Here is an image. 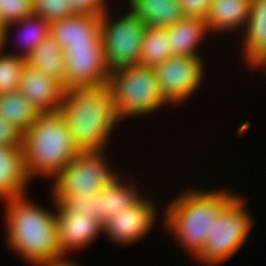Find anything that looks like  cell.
<instances>
[{
	"label": "cell",
	"mask_w": 266,
	"mask_h": 266,
	"mask_svg": "<svg viewBox=\"0 0 266 266\" xmlns=\"http://www.w3.org/2000/svg\"><path fill=\"white\" fill-rule=\"evenodd\" d=\"M107 86L120 121L124 117L149 114L169 104L151 67L131 65L115 69L110 72Z\"/></svg>",
	"instance_id": "obj_5"
},
{
	"label": "cell",
	"mask_w": 266,
	"mask_h": 266,
	"mask_svg": "<svg viewBox=\"0 0 266 266\" xmlns=\"http://www.w3.org/2000/svg\"><path fill=\"white\" fill-rule=\"evenodd\" d=\"M68 4L77 14L102 15L108 10L106 0H68Z\"/></svg>",
	"instance_id": "obj_28"
},
{
	"label": "cell",
	"mask_w": 266,
	"mask_h": 266,
	"mask_svg": "<svg viewBox=\"0 0 266 266\" xmlns=\"http://www.w3.org/2000/svg\"><path fill=\"white\" fill-rule=\"evenodd\" d=\"M59 112L80 151H102L120 119L107 85L65 90Z\"/></svg>",
	"instance_id": "obj_1"
},
{
	"label": "cell",
	"mask_w": 266,
	"mask_h": 266,
	"mask_svg": "<svg viewBox=\"0 0 266 266\" xmlns=\"http://www.w3.org/2000/svg\"><path fill=\"white\" fill-rule=\"evenodd\" d=\"M203 64L200 57L172 56L154 67L164 99L178 105L195 93L203 79Z\"/></svg>",
	"instance_id": "obj_10"
},
{
	"label": "cell",
	"mask_w": 266,
	"mask_h": 266,
	"mask_svg": "<svg viewBox=\"0 0 266 266\" xmlns=\"http://www.w3.org/2000/svg\"><path fill=\"white\" fill-rule=\"evenodd\" d=\"M244 199L237 196L215 219L211 233L197 257V260H202L200 263L207 266L224 263L241 249L253 223L252 213L250 215L245 210Z\"/></svg>",
	"instance_id": "obj_6"
},
{
	"label": "cell",
	"mask_w": 266,
	"mask_h": 266,
	"mask_svg": "<svg viewBox=\"0 0 266 266\" xmlns=\"http://www.w3.org/2000/svg\"><path fill=\"white\" fill-rule=\"evenodd\" d=\"M108 13L102 14L100 30L108 70L137 65L146 24L131 9L116 21Z\"/></svg>",
	"instance_id": "obj_8"
},
{
	"label": "cell",
	"mask_w": 266,
	"mask_h": 266,
	"mask_svg": "<svg viewBox=\"0 0 266 266\" xmlns=\"http://www.w3.org/2000/svg\"><path fill=\"white\" fill-rule=\"evenodd\" d=\"M56 203H65L71 210L88 211L92 216V196H72Z\"/></svg>",
	"instance_id": "obj_31"
},
{
	"label": "cell",
	"mask_w": 266,
	"mask_h": 266,
	"mask_svg": "<svg viewBox=\"0 0 266 266\" xmlns=\"http://www.w3.org/2000/svg\"><path fill=\"white\" fill-rule=\"evenodd\" d=\"M104 152L81 151L75 156L55 178L52 190L55 201L72 196H95L114 179L117 174L107 165Z\"/></svg>",
	"instance_id": "obj_7"
},
{
	"label": "cell",
	"mask_w": 266,
	"mask_h": 266,
	"mask_svg": "<svg viewBox=\"0 0 266 266\" xmlns=\"http://www.w3.org/2000/svg\"><path fill=\"white\" fill-rule=\"evenodd\" d=\"M185 17L205 19L209 14L212 0H179Z\"/></svg>",
	"instance_id": "obj_29"
},
{
	"label": "cell",
	"mask_w": 266,
	"mask_h": 266,
	"mask_svg": "<svg viewBox=\"0 0 266 266\" xmlns=\"http://www.w3.org/2000/svg\"><path fill=\"white\" fill-rule=\"evenodd\" d=\"M32 15V0H0V22L4 26Z\"/></svg>",
	"instance_id": "obj_27"
},
{
	"label": "cell",
	"mask_w": 266,
	"mask_h": 266,
	"mask_svg": "<svg viewBox=\"0 0 266 266\" xmlns=\"http://www.w3.org/2000/svg\"><path fill=\"white\" fill-rule=\"evenodd\" d=\"M20 54L0 53V94L19 90L27 61Z\"/></svg>",
	"instance_id": "obj_25"
},
{
	"label": "cell",
	"mask_w": 266,
	"mask_h": 266,
	"mask_svg": "<svg viewBox=\"0 0 266 266\" xmlns=\"http://www.w3.org/2000/svg\"><path fill=\"white\" fill-rule=\"evenodd\" d=\"M23 133L0 117V146H21Z\"/></svg>",
	"instance_id": "obj_30"
},
{
	"label": "cell",
	"mask_w": 266,
	"mask_h": 266,
	"mask_svg": "<svg viewBox=\"0 0 266 266\" xmlns=\"http://www.w3.org/2000/svg\"><path fill=\"white\" fill-rule=\"evenodd\" d=\"M5 46V26L0 22V52Z\"/></svg>",
	"instance_id": "obj_33"
},
{
	"label": "cell",
	"mask_w": 266,
	"mask_h": 266,
	"mask_svg": "<svg viewBox=\"0 0 266 266\" xmlns=\"http://www.w3.org/2000/svg\"><path fill=\"white\" fill-rule=\"evenodd\" d=\"M122 182V183H121ZM116 176L99 193L92 196V216L102 224L106 223L117 211L137 204L143 197L132 187Z\"/></svg>",
	"instance_id": "obj_15"
},
{
	"label": "cell",
	"mask_w": 266,
	"mask_h": 266,
	"mask_svg": "<svg viewBox=\"0 0 266 266\" xmlns=\"http://www.w3.org/2000/svg\"><path fill=\"white\" fill-rule=\"evenodd\" d=\"M63 52L65 78L62 86L65 90L107 85L110 71L105 62L100 34L88 45L66 47Z\"/></svg>",
	"instance_id": "obj_9"
},
{
	"label": "cell",
	"mask_w": 266,
	"mask_h": 266,
	"mask_svg": "<svg viewBox=\"0 0 266 266\" xmlns=\"http://www.w3.org/2000/svg\"><path fill=\"white\" fill-rule=\"evenodd\" d=\"M251 2L252 0H212L209 14L205 18L209 31L224 32L235 30L239 26L246 28Z\"/></svg>",
	"instance_id": "obj_18"
},
{
	"label": "cell",
	"mask_w": 266,
	"mask_h": 266,
	"mask_svg": "<svg viewBox=\"0 0 266 266\" xmlns=\"http://www.w3.org/2000/svg\"><path fill=\"white\" fill-rule=\"evenodd\" d=\"M245 31V60L250 66L266 67V0H252Z\"/></svg>",
	"instance_id": "obj_17"
},
{
	"label": "cell",
	"mask_w": 266,
	"mask_h": 266,
	"mask_svg": "<svg viewBox=\"0 0 266 266\" xmlns=\"http://www.w3.org/2000/svg\"><path fill=\"white\" fill-rule=\"evenodd\" d=\"M172 56L167 27L146 26L137 65L154 68Z\"/></svg>",
	"instance_id": "obj_22"
},
{
	"label": "cell",
	"mask_w": 266,
	"mask_h": 266,
	"mask_svg": "<svg viewBox=\"0 0 266 266\" xmlns=\"http://www.w3.org/2000/svg\"><path fill=\"white\" fill-rule=\"evenodd\" d=\"M130 8L146 26L168 27L185 17L179 0H129Z\"/></svg>",
	"instance_id": "obj_20"
},
{
	"label": "cell",
	"mask_w": 266,
	"mask_h": 266,
	"mask_svg": "<svg viewBox=\"0 0 266 266\" xmlns=\"http://www.w3.org/2000/svg\"><path fill=\"white\" fill-rule=\"evenodd\" d=\"M25 199L21 196L4 201L8 246L35 266L63 258L56 214Z\"/></svg>",
	"instance_id": "obj_2"
},
{
	"label": "cell",
	"mask_w": 266,
	"mask_h": 266,
	"mask_svg": "<svg viewBox=\"0 0 266 266\" xmlns=\"http://www.w3.org/2000/svg\"><path fill=\"white\" fill-rule=\"evenodd\" d=\"M56 221L59 233L60 249L66 253L79 250L92 243L104 232L103 224L91 214L79 210H71L65 203H56ZM97 236V237H96Z\"/></svg>",
	"instance_id": "obj_11"
},
{
	"label": "cell",
	"mask_w": 266,
	"mask_h": 266,
	"mask_svg": "<svg viewBox=\"0 0 266 266\" xmlns=\"http://www.w3.org/2000/svg\"><path fill=\"white\" fill-rule=\"evenodd\" d=\"M209 31L205 19L183 17L176 23L167 27L170 35L171 48L174 56L201 57L196 47Z\"/></svg>",
	"instance_id": "obj_19"
},
{
	"label": "cell",
	"mask_w": 266,
	"mask_h": 266,
	"mask_svg": "<svg viewBox=\"0 0 266 266\" xmlns=\"http://www.w3.org/2000/svg\"><path fill=\"white\" fill-rule=\"evenodd\" d=\"M102 15L76 14L51 23L50 35L64 50L66 47L88 45L101 30Z\"/></svg>",
	"instance_id": "obj_14"
},
{
	"label": "cell",
	"mask_w": 266,
	"mask_h": 266,
	"mask_svg": "<svg viewBox=\"0 0 266 266\" xmlns=\"http://www.w3.org/2000/svg\"><path fill=\"white\" fill-rule=\"evenodd\" d=\"M17 25L22 27L23 25V36H21V41L24 42V53L22 55L23 59H27L33 50L48 36H50L51 23L41 17L36 15L29 16L20 21L10 23L5 26V42L9 34L10 26ZM26 29V31H25ZM21 32V33H22ZM20 34V33H19ZM24 37V38H23ZM20 38V37H19ZM20 42V41H19ZM22 42H20L21 44Z\"/></svg>",
	"instance_id": "obj_24"
},
{
	"label": "cell",
	"mask_w": 266,
	"mask_h": 266,
	"mask_svg": "<svg viewBox=\"0 0 266 266\" xmlns=\"http://www.w3.org/2000/svg\"><path fill=\"white\" fill-rule=\"evenodd\" d=\"M21 146L30 182L36 174L52 176L54 180L81 152L60 112L40 113L32 126L23 133Z\"/></svg>",
	"instance_id": "obj_4"
},
{
	"label": "cell",
	"mask_w": 266,
	"mask_h": 266,
	"mask_svg": "<svg viewBox=\"0 0 266 266\" xmlns=\"http://www.w3.org/2000/svg\"><path fill=\"white\" fill-rule=\"evenodd\" d=\"M34 15L52 23L77 13L70 7L68 0H32Z\"/></svg>",
	"instance_id": "obj_26"
},
{
	"label": "cell",
	"mask_w": 266,
	"mask_h": 266,
	"mask_svg": "<svg viewBox=\"0 0 266 266\" xmlns=\"http://www.w3.org/2000/svg\"><path fill=\"white\" fill-rule=\"evenodd\" d=\"M66 258H59V259H54L50 262H45L44 264H40L39 266H79L78 264L69 261V260H65ZM69 261V262H68Z\"/></svg>",
	"instance_id": "obj_32"
},
{
	"label": "cell",
	"mask_w": 266,
	"mask_h": 266,
	"mask_svg": "<svg viewBox=\"0 0 266 266\" xmlns=\"http://www.w3.org/2000/svg\"><path fill=\"white\" fill-rule=\"evenodd\" d=\"M156 206L150 198H143L134 206L117 211L103 224L104 232L110 240L118 244L138 242L153 227Z\"/></svg>",
	"instance_id": "obj_12"
},
{
	"label": "cell",
	"mask_w": 266,
	"mask_h": 266,
	"mask_svg": "<svg viewBox=\"0 0 266 266\" xmlns=\"http://www.w3.org/2000/svg\"><path fill=\"white\" fill-rule=\"evenodd\" d=\"M29 180L22 146H0V198L24 196Z\"/></svg>",
	"instance_id": "obj_16"
},
{
	"label": "cell",
	"mask_w": 266,
	"mask_h": 266,
	"mask_svg": "<svg viewBox=\"0 0 266 266\" xmlns=\"http://www.w3.org/2000/svg\"><path fill=\"white\" fill-rule=\"evenodd\" d=\"M26 61L27 65L32 68L63 83L65 78V54L51 35L33 50Z\"/></svg>",
	"instance_id": "obj_21"
},
{
	"label": "cell",
	"mask_w": 266,
	"mask_h": 266,
	"mask_svg": "<svg viewBox=\"0 0 266 266\" xmlns=\"http://www.w3.org/2000/svg\"><path fill=\"white\" fill-rule=\"evenodd\" d=\"M19 91L40 113L59 112L65 95V89L59 80L27 64Z\"/></svg>",
	"instance_id": "obj_13"
},
{
	"label": "cell",
	"mask_w": 266,
	"mask_h": 266,
	"mask_svg": "<svg viewBox=\"0 0 266 266\" xmlns=\"http://www.w3.org/2000/svg\"><path fill=\"white\" fill-rule=\"evenodd\" d=\"M39 114L19 90L0 94V117L22 133L32 126Z\"/></svg>",
	"instance_id": "obj_23"
},
{
	"label": "cell",
	"mask_w": 266,
	"mask_h": 266,
	"mask_svg": "<svg viewBox=\"0 0 266 266\" xmlns=\"http://www.w3.org/2000/svg\"><path fill=\"white\" fill-rule=\"evenodd\" d=\"M200 191L188 190L174 199L167 207L163 222L171 230L168 232L195 258L202 252L215 219L238 196L228 190Z\"/></svg>",
	"instance_id": "obj_3"
}]
</instances>
